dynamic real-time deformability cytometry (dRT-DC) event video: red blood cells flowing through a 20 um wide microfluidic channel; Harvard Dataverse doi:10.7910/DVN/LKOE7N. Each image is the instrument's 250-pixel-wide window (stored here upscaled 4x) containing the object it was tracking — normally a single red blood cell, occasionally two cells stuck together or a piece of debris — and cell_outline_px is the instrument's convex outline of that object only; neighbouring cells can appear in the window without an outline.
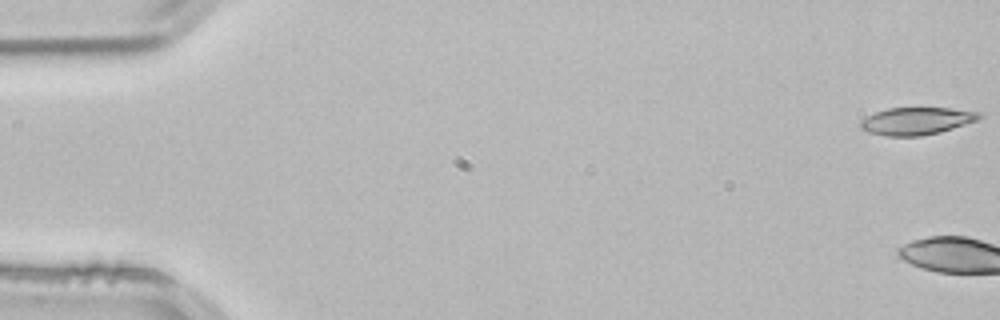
{"species": "common noctule bat (a hibernating species)", "species_latin": "Nyctalus noctula", "temperature_condition": "room temperature", "stored_images_in_passage": 4, "camera_frame_rate_fps": 3000, "um_per_image_px": 0.085, "animal": {"sex": "male", "body_mass_g": 21.5, "forearm_length_mm": 52.0}, "frame": {"image": 1, "passage_image": 1, "time_ms": 0.0, "image_size_px": [1000, 320], "cell_outline_px": [[984, 116], [976, 120], [940, 132], [920, 136], [884, 136], [868, 132], [860, 128], [860, 120], [876, 112], [888, 108], [948, 108], [980, 112]], "centroid_in_image_um": [77.88, 10.29], "position_along_channel_um": 7.1, "area_um2": 18.84}}